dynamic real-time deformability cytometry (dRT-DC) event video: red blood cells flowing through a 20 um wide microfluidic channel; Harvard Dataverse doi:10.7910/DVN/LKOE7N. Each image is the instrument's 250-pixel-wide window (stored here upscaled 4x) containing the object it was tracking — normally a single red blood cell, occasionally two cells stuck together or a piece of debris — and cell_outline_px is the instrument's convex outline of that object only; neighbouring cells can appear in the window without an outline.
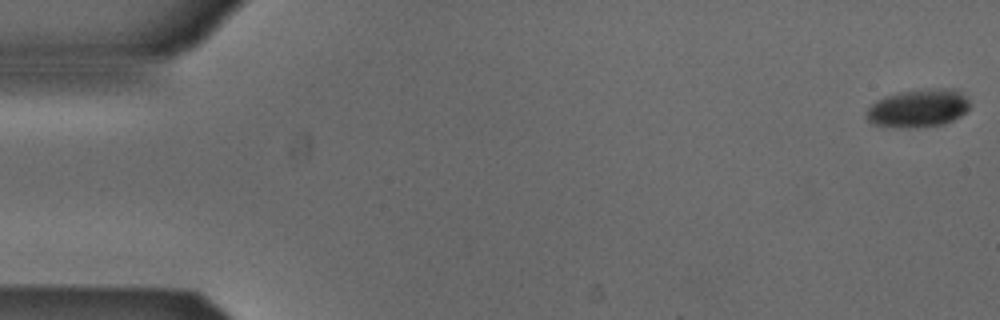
{"species": "Egyptian fruit bat (a non-hibernating species)", "species_latin": "Rousettus aegyptiacus", "temperature_condition": "cold", "stored_images_in_passage": 53, "camera_frame_rate_fps": 3000, "um_per_image_px": 0.085, "animal": {"sex": "male"}, "frame": {"image": 1, "passage_image": 1, "time_ms": 0.0, "image_size_px": [1000, 320], "cell_outline_px": [[968, 108], [960, 116], [944, 124], [876, 124], [868, 120], [868, 108], [876, 100], [884, 96], [900, 92], [944, 88], [956, 88], [968, 100]], "centroid_in_image_um": [78.1, 9.12], "position_along_channel_um": 6.9, "area_um2": 21.39}}
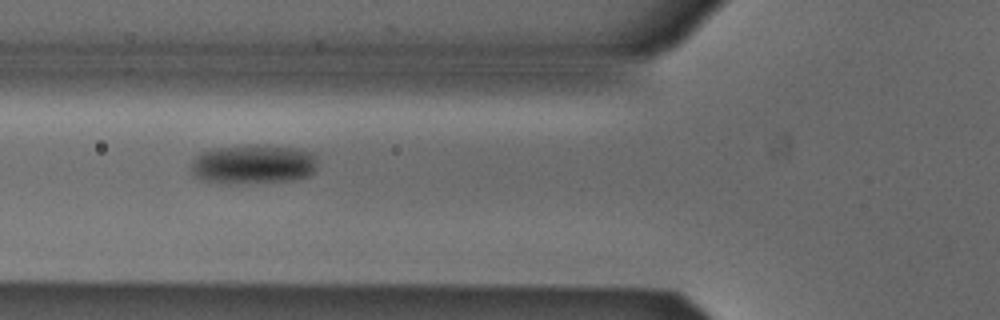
{"frame": {"image": 2, "passage_image": 20, "time_ms": 6.333, "image_size_px": [1000, 320], "cell_outline_px": [[316, 168], [308, 176], [296, 180], [228, 184], [204, 180], [196, 176], [192, 172], [192, 164], [196, 156], [200, 152], [212, 148], [256, 144], [260, 144], [300, 148], [308, 152], [316, 160]], "centroid_in_image_um": [21.52, 13.95], "position_along_channel_um": 104.3, "area_um2": 29.13}}
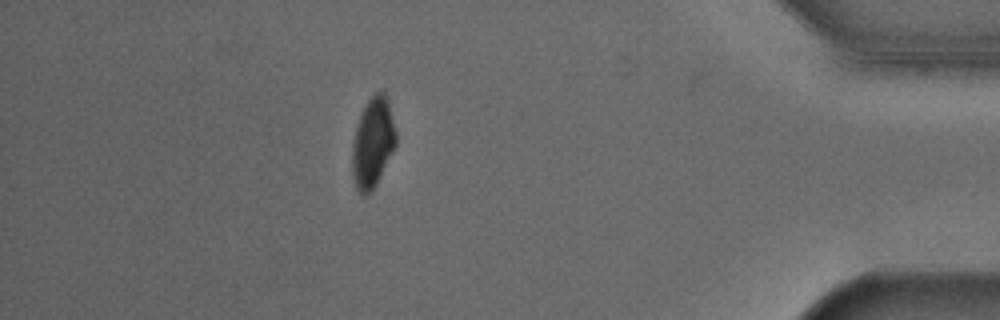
{"frame": {"image": 3, "passage_image": 47, "time_ms": 15.333, "image_size_px": [1000, 320], "cell_outline_px": [[396, 144], [376, 184], [364, 196], [356, 188], [352, 176], [352, 144], [356, 128], [360, 116], [368, 100], [380, 88], [384, 92], [388, 100], [396, 132]], "centroid_in_image_um": [31.68, 12.1], "position_along_channel_um": 403.5, "area_um2": 22.6}, "authors_computed_cell_mechanics": {"area_um2": 24.9118, "velocity_mm_per_s": 3.8592, "shape_relaxation_time_tau1_ms": 2.7339, "shape_relaxation_time_tau2_ms": null, "deformation_change_tau1": 0.0923, "deformation_change_tau2": null}}